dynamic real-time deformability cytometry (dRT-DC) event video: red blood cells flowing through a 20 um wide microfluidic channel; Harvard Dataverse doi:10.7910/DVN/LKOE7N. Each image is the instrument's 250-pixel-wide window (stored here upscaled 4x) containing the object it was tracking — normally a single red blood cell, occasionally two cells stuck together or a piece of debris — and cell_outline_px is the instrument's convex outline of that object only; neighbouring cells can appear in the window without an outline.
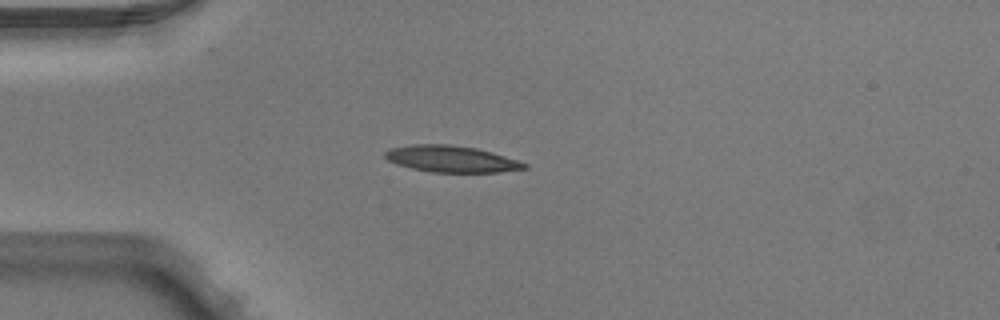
{"species": "Egyptian fruit bat (a non-hibernating species)", "species_latin": "Rousettus aegyptiacus", "temperature_condition": "warm", "stored_images_in_passage": 3, "camera_frame_rate_fps": 3000, "um_per_image_px": 0.085, "animal": {"sex": "male"}, "frame": {"image": 1, "passage_image": 2, "time_ms": 0.333, "image_size_px": [1000, 320], "cell_outline_px": [[528, 168], [500, 172], [432, 172], [412, 168], [396, 164], [388, 160], [384, 156], [384, 152], [388, 148], [412, 144], [452, 144], [476, 148], [492, 152], [528, 164]], "centroid_in_image_um": [38.33, 13.5], "position_along_channel_um": 46.7, "area_um2": 21.56}}